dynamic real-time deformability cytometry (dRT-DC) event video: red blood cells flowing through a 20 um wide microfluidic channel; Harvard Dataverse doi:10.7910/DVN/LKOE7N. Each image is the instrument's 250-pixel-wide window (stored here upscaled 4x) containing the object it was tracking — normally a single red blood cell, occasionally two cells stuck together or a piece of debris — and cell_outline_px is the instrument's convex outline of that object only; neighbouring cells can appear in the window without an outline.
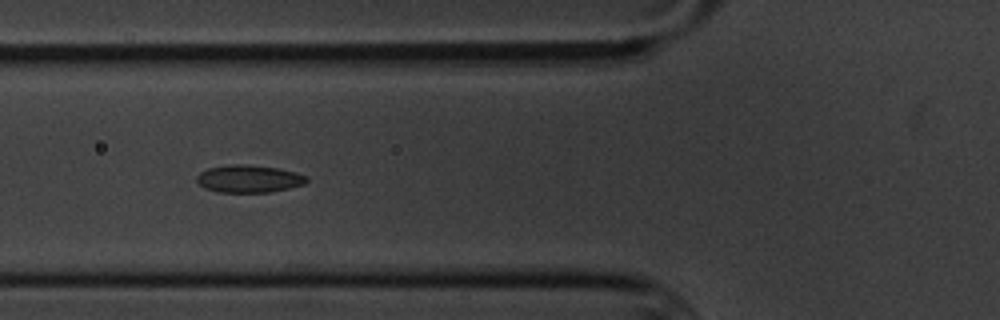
{"species": "common noctule bat (a hibernating species)", "species_latin": "Nyctalus noctula", "temperature_condition": "cold", "stored_images_in_passage": 7, "camera_frame_rate_fps": 3000, "um_per_image_px": 0.085, "animal": {"sex": "male", "body_mass_g": 20.1, "forearm_length_mm": 53.5}, "frame": {"image": 1, "passage_image": 6, "time_ms": 6.0, "image_size_px": [1000, 320], "cell_outline_px": [[308, 180], [304, 184], [272, 192], [220, 192], [204, 188], [196, 180], [196, 176], [200, 172], [208, 168], [228, 164], [244, 164], [280, 168], [296, 172], [308, 176]], "centroid_in_image_um": [21.16, 15.18], "position_along_channel_um": 104.6, "area_um2": 17.74}}
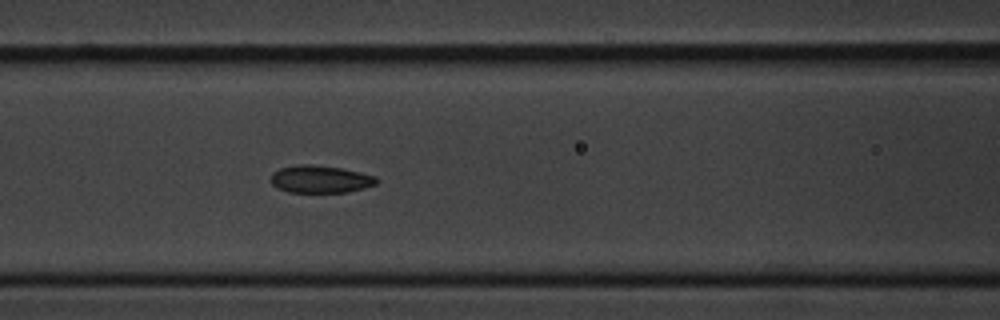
{"frame": {"image": 2, "passage_image": 7, "time_ms": 7.0, "image_size_px": [1000, 320], "cell_outline_px": [[380, 180], [376, 184], [364, 188], [348, 192], [288, 192], [276, 188], [272, 184], [272, 172], [280, 168], [296, 164], [312, 164], [344, 168], [376, 176]], "centroid_in_image_um": [27.24, 15.22], "position_along_channel_um": 139.4, "area_um2": 17.17}}